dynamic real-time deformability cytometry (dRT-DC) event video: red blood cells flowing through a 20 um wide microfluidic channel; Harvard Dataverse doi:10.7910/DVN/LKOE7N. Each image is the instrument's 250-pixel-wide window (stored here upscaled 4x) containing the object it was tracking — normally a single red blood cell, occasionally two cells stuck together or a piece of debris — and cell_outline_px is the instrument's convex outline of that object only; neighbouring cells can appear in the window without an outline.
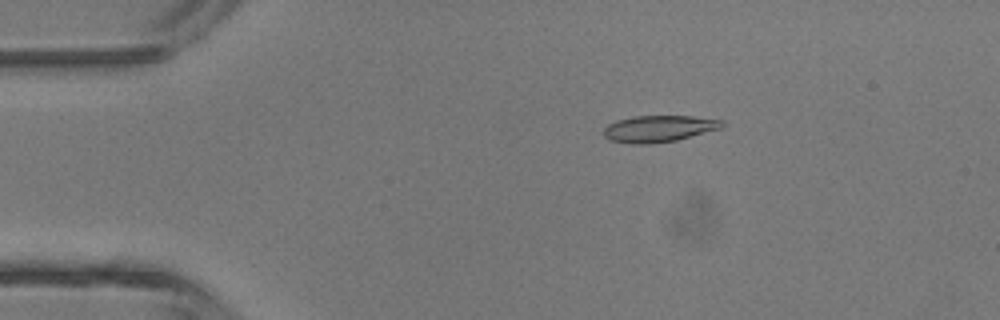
{"species": "common noctule bat (a hibernating species)", "species_latin": "Nyctalus noctula", "temperature_condition": "room temperature", "stored_images_in_passage": 3, "camera_frame_rate_fps": 3000, "um_per_image_px": 0.085, "animal": {"sex": "male", "body_mass_g": 13.3}, "frame": {"image": 1, "passage_image": 1, "time_ms": 0.0, "image_size_px": [1000, 320], "cell_outline_px": [[724, 124], [720, 128], [676, 140], [652, 144], [632, 144], [608, 140], [604, 136], [604, 128], [608, 124], [616, 120], [636, 116], [692, 116], [724, 120]], "centroid_in_image_um": [55.96, 10.94], "position_along_channel_um": 29.0, "area_um2": 18.32}}